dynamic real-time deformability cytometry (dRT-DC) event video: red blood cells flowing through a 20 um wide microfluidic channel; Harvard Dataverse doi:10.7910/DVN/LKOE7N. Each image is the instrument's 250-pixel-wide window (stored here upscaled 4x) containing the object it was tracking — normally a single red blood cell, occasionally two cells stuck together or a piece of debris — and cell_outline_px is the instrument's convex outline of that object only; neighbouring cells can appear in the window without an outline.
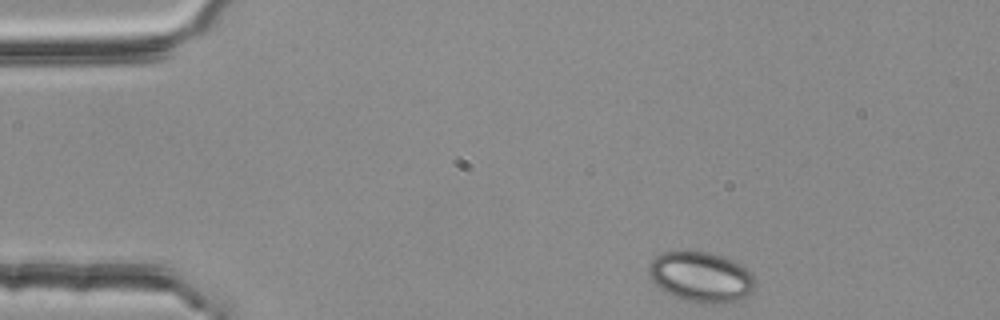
{"species": "common noctule bat (a hibernating species)", "species_latin": "Nyctalus noctula", "temperature_condition": "room temperature", "stored_images_in_passage": 44, "camera_frame_rate_fps": 3000, "um_per_image_px": 0.085, "animal": {"sex": "female", "body_mass_g": 25.1}, "frame": {"image": 1, "passage_image": 1, "time_ms": 0.0, "image_size_px": [1000, 320], "cell_outline_px": [[756, 284], [752, 292], [748, 296], [736, 300], [720, 304], [684, 300], [664, 292], [648, 276], [648, 264], [656, 256], [664, 252], [688, 248], [708, 252], [724, 256], [740, 264], [752, 276]], "centroid_in_image_um": [59.55, 23.5], "position_along_channel_um": 25.5, "area_um2": 31.62}}
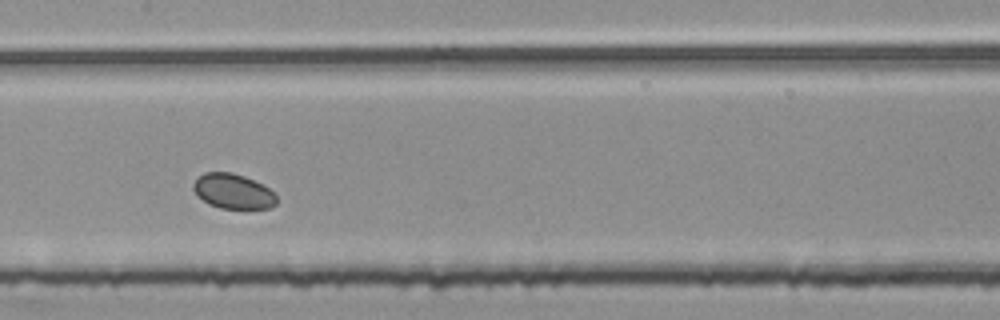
{"frame": {"image": 2, "passage_image": 20, "time_ms": 6.333, "image_size_px": [1000, 320], "cell_outline_px": [[276, 204], [268, 208], [220, 208], [208, 204], [192, 188], [192, 184], [204, 172], [232, 172], [244, 176], [268, 188], [276, 196]], "centroid_in_image_um": [19.79, 16.26], "position_along_channel_um": 187.6, "area_um2": 16.59}}
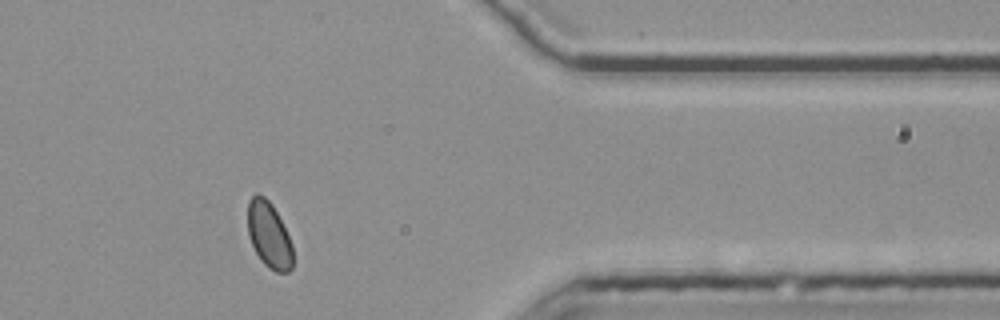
{"frame": {"image": 3, "passage_image": 38, "time_ms": 12.333, "image_size_px": [1000, 320], "cell_outline_px": [[292, 268], [288, 272], [276, 272], [268, 268], [260, 260], [252, 244], [248, 232], [248, 200], [256, 192], [264, 196], [272, 204], [292, 244]], "centroid_in_image_um": [22.85, 19.97], "position_along_channel_um": 388.6, "area_um2": 17.22}, "authors_computed_cell_mechanics": {"area_um2": 17.6868, "velocity_mm_per_s": 3.7159, "shape_relaxation_time_tau1_ms": 1.1037, "shape_relaxation_time_tau2_ms": 9.2211, "deformation_change_tau1": 0.0322, "deformation_change_tau2": 0.0399}}